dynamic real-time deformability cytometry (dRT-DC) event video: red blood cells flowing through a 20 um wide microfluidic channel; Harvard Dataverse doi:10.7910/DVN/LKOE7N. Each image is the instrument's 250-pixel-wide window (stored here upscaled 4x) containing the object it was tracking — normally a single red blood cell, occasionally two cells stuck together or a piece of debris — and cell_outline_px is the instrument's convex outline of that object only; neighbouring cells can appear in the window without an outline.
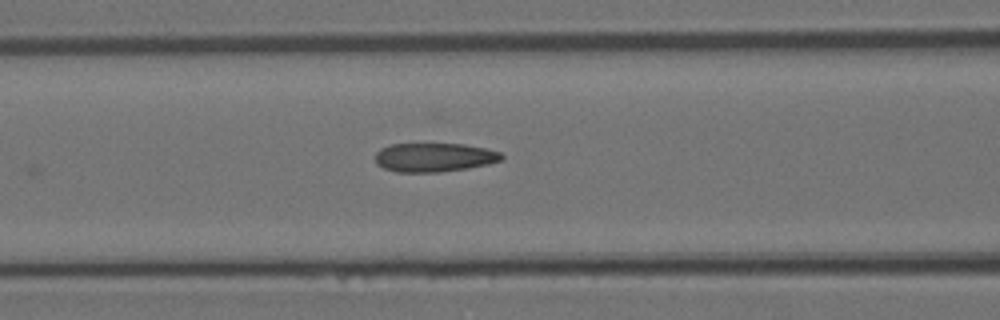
{"species": "Egyptian fruit bat (a non-hibernating species)", "species_latin": "Rousettus aegyptiacus", "temperature_condition": "room temperature", "stored_images_in_passage": 8, "camera_frame_rate_fps": 3000, "um_per_image_px": 0.085, "animal": {"sex": "female"}, "frame": {"image": 1, "passage_image": 8, "time_ms": 2.333, "image_size_px": [1000, 320], "cell_outline_px": [[504, 156], [500, 160], [488, 164], [468, 168], [440, 172], [396, 172], [384, 168], [376, 164], [376, 152], [380, 148], [392, 144], [464, 144], [484, 148], [500, 152]], "centroid_in_image_um": [36.88, 13.38], "position_along_channel_um": 129.7, "area_um2": 21.21}}